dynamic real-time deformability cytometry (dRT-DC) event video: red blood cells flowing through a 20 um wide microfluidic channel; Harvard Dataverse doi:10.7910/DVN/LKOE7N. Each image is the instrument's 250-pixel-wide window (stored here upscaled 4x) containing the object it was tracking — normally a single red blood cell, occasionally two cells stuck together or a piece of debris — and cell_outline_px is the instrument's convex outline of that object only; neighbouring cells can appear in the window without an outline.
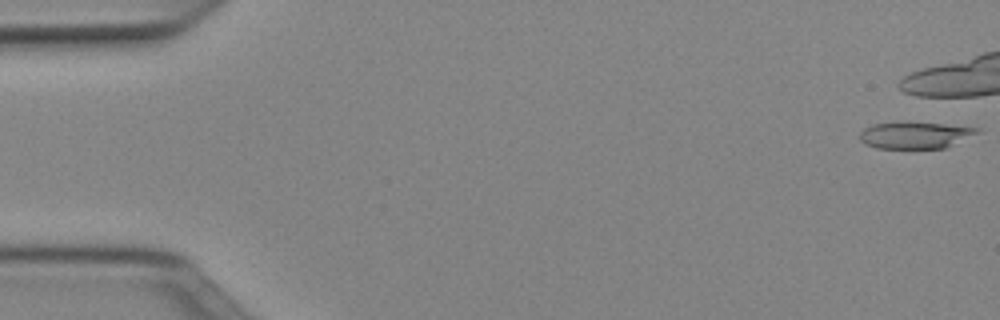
{"species": "Egyptian fruit bat (a non-hibernating species)", "species_latin": "Rousettus aegyptiacus", "temperature_condition": "cold", "stored_images_in_passage": 6, "camera_frame_rate_fps": 3000, "um_per_image_px": 0.085, "animal": {"sex": "female"}, "frame": {"image": 1, "passage_image": 1, "time_ms": 0.0, "image_size_px": [1000, 320], "cell_outline_px": [[980, 132], [944, 148], [876, 148], [864, 144], [860, 140], [860, 132], [864, 128], [872, 124], [900, 120], [944, 124], [980, 128]], "centroid_in_image_um": [77.72, 11.46], "position_along_channel_um": 7.3, "area_um2": 18.61}}